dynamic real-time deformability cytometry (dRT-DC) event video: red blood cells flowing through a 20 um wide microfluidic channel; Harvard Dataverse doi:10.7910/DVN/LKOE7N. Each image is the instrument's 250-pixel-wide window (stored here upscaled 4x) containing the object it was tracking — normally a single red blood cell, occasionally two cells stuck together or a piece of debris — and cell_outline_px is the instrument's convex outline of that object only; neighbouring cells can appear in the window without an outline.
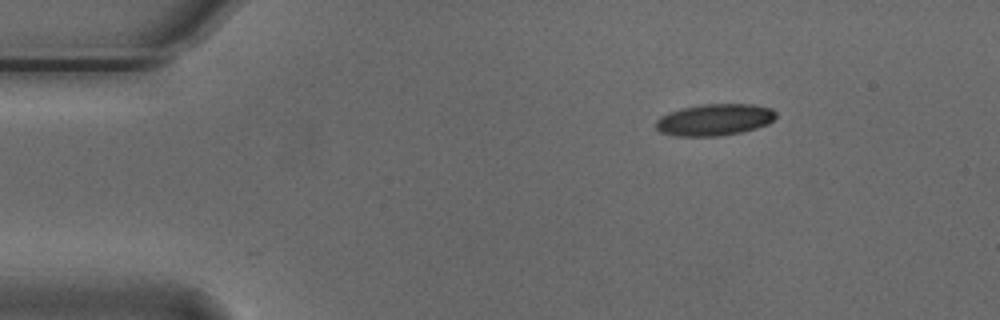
{"species": "Egyptian fruit bat (a non-hibernating species)", "species_latin": "Rousettus aegyptiacus", "temperature_condition": "cold", "stored_images_in_passage": 3, "camera_frame_rate_fps": 3000, "um_per_image_px": 0.085, "animal": {"sex": "male"}, "frame": {"image": 1, "passage_image": 1, "time_ms": 0.0, "image_size_px": [1000, 320], "cell_outline_px": [[772, 116], [768, 120], [744, 128], [724, 132], [684, 132], [664, 128], [660, 124], [664, 120], [672, 116], [684, 112], [704, 108], [756, 108], [772, 112]], "centroid_in_image_um": [60.87, 10.18], "position_along_channel_um": 24.1, "area_um2": 14.85}}